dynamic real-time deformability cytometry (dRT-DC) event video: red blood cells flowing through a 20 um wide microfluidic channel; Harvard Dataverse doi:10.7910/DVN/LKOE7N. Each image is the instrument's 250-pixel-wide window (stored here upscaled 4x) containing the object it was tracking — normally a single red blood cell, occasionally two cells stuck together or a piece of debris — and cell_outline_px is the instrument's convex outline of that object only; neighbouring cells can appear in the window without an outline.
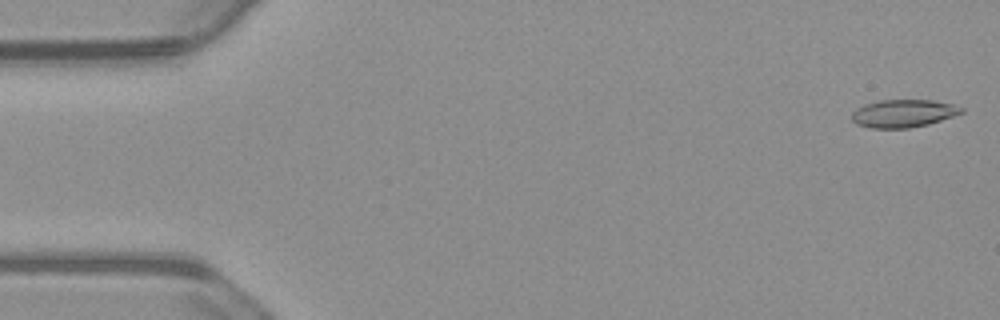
{"species": "common noctule bat (a hibernating species)", "species_latin": "Nyctalus noctula", "temperature_condition": "warm", "stored_images_in_passage": 55, "camera_frame_rate_fps": 3000, "um_per_image_px": 0.085, "animal": {"sex": "male", "body_mass_g": 23.1, "forearm_length_mm": 52.7}, "frame": {"image": 1, "passage_image": 1, "time_ms": 0.0, "image_size_px": [1000, 320], "cell_outline_px": [[964, 112], [928, 124], [908, 128], [872, 128], [856, 124], [852, 120], [852, 112], [856, 108], [864, 104], [880, 100], [932, 100], [952, 104], [964, 108]], "centroid_in_image_um": [76.76, 9.63], "position_along_channel_um": 8.2, "area_um2": 17.69}}
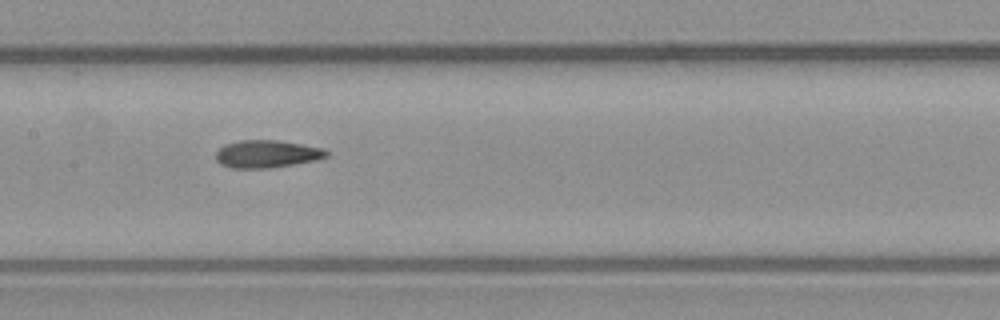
{"frame": {"image": 2, "passage_image": 26, "time_ms": 8.333, "image_size_px": [1000, 320], "cell_outline_px": [[328, 156], [316, 160], [268, 168], [232, 168], [220, 164], [216, 160], [216, 152], [224, 144], [240, 140], [276, 140], [324, 148], [328, 152]], "centroid_in_image_um": [22.66, 13.08], "position_along_channel_um": 184.7, "area_um2": 17.69}}
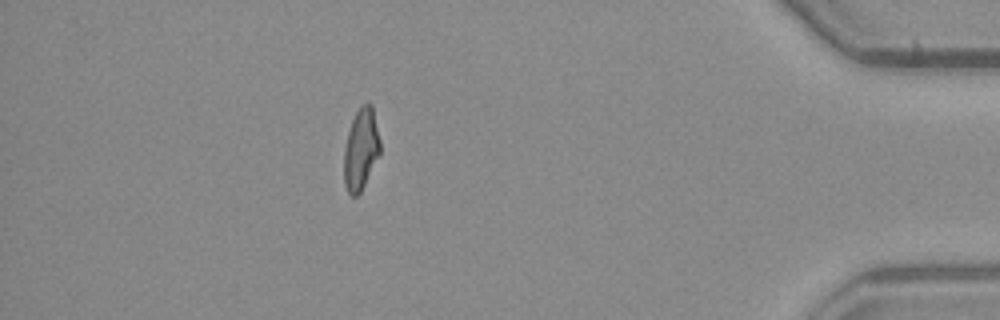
{"frame": {"image": 3, "passage_image": 48, "time_ms": 15.667, "image_size_px": [1000, 320], "cell_outline_px": [[380, 152], [360, 192], [356, 196], [352, 196], [348, 192], [344, 184], [344, 148], [348, 132], [352, 120], [360, 104], [368, 100], [372, 104], [380, 140]], "centroid_in_image_um": [30.67, 12.62], "position_along_channel_um": 404.5, "area_um2": 17.11}, "authors_computed_cell_mechanics": {"area_um2": 17.7446, "velocity_mm_per_s": 3.7384, "shape_relaxation_time_tau1_ms": null, "shape_relaxation_time_tau2_ms": 3.5607, "deformation_change_tau1": null, "deformation_change_tau2": 0.1238}}